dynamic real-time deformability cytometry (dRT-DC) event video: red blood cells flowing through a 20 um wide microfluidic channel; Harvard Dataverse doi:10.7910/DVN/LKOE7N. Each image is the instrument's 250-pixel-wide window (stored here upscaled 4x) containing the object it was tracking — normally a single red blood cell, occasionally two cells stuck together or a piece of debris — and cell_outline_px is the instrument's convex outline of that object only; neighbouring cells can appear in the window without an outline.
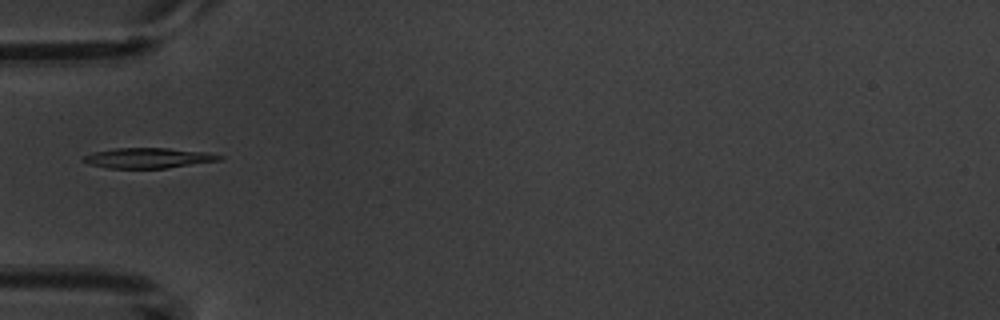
{"species": "common noctule bat (a hibernating species)", "species_latin": "Nyctalus noctula", "temperature_condition": "warm", "stored_images_in_passage": 6, "camera_frame_rate_fps": 3000, "um_per_image_px": 0.085, "animal": {"sex": "male", "body_mass_g": 20.1, "forearm_length_mm": 53.5}, "frame": {"image": 1, "passage_image": 6, "time_ms": 5.667, "image_size_px": [1000, 320], "cell_outline_px": [[224, 156], [220, 160], [168, 168], [108, 168], [88, 164], [80, 160], [84, 156], [92, 152], [116, 148], [168, 148], [208, 152]], "centroid_in_image_um": [12.58, 13.43], "position_along_channel_um": 72.4, "area_um2": 16.13}}